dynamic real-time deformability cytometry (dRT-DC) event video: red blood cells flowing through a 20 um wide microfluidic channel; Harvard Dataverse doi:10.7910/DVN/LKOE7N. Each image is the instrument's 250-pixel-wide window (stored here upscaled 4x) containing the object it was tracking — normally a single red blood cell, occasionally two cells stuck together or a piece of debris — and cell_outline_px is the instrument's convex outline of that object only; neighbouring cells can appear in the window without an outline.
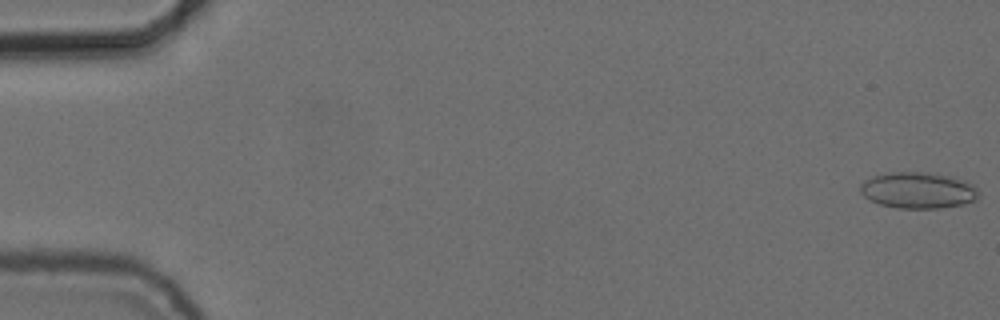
{"species": "common noctule bat (a hibernating species)", "species_latin": "Nyctalus noctula", "temperature_condition": "cold", "stored_images_in_passage": 55, "camera_frame_rate_fps": 3000, "um_per_image_px": 0.085, "animal": {"sex": "female", "body_mass_g": 24.6, "forearm_length_mm": 56.2}, "frame": {"image": 1, "passage_image": 1, "time_ms": 0.0, "image_size_px": [1000, 320], "cell_outline_px": [[980, 192], [976, 200], [964, 204], [940, 208], [896, 208], [880, 204], [864, 196], [860, 192], [860, 184], [864, 180], [872, 176], [892, 172], [936, 172], [964, 180], [972, 184]], "centroid_in_image_um": [78.05, 16.16], "position_along_channel_um": 6.9, "area_um2": 25.2}}
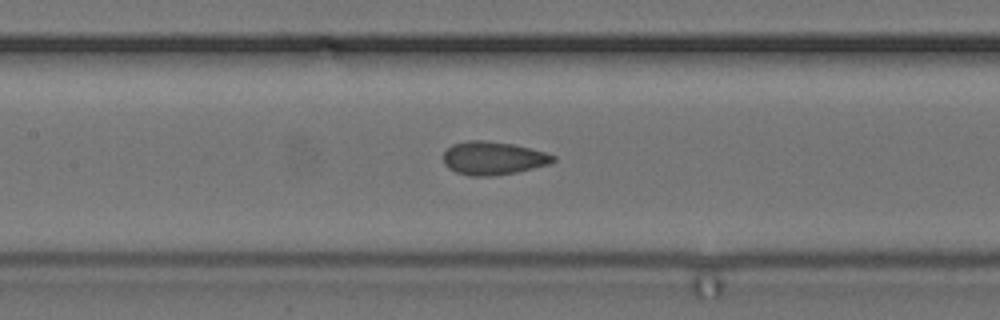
{"frame": {"image": 2, "passage_image": 26, "time_ms": 8.333, "image_size_px": [1000, 320], "cell_outline_px": [[556, 160], [548, 164], [516, 172], [492, 176], [468, 176], [456, 172], [448, 168], [444, 164], [444, 152], [452, 144], [468, 140], [484, 140], [512, 144], [544, 152], [556, 156]], "centroid_in_image_um": [41.88, 13.45], "position_along_channel_um": 165.5, "area_um2": 21.15}}
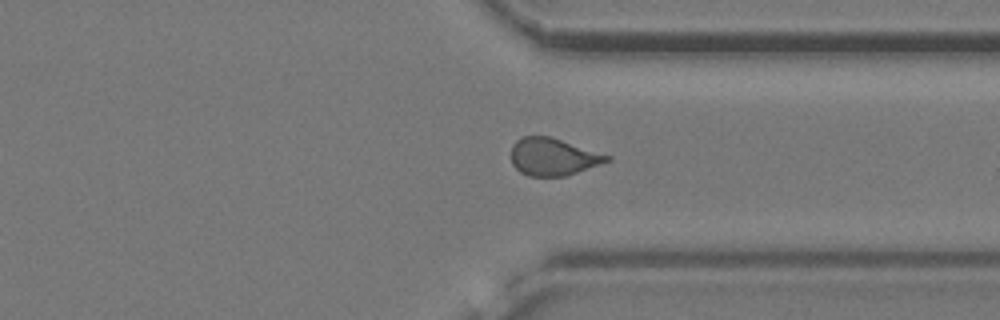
{"frame": {"image": 3, "passage_image": 42, "time_ms": 13.667, "image_size_px": [1000, 320], "cell_outline_px": [[612, 160], [564, 176], [528, 176], [520, 172], [512, 164], [512, 144], [516, 140], [524, 136], [548, 136], [612, 156]], "centroid_in_image_um": [47.0, 13.33], "position_along_channel_um": 364.4, "area_um2": 20.63}, "authors_computed_cell_mechanics": {"area_um2": 21.5016, "velocity_mm_per_s": 3.7336, "shape_relaxation_time_tau1_ms": 9.1332, "shape_relaxation_time_tau2_ms": 1.3559, "deformation_change_tau1": 0.1638, "deformation_change_tau2": 0.0671}}